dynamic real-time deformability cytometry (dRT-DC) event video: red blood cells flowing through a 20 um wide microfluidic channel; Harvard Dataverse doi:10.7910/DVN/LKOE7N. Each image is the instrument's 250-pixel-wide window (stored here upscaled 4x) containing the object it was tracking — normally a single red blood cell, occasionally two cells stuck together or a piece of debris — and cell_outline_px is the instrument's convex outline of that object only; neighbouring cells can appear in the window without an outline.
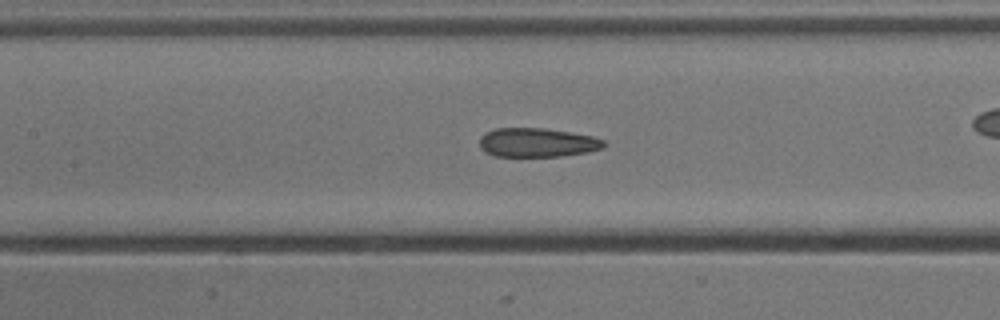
{"species": "common noctule bat (a hibernating species)", "species_latin": "Nyctalus noctula", "temperature_condition": "cold", "stored_images_in_passage": 52, "camera_frame_rate_fps": 3000, "um_per_image_px": 0.085, "animal": {"sex": "male", "body_mass_g": 13.3}, "frame": {"image": 1, "passage_image": 23, "time_ms": 7.333, "image_size_px": [1000, 320], "cell_outline_px": [[608, 144], [604, 148], [588, 152], [560, 156], [496, 156], [484, 152], [480, 148], [480, 136], [484, 132], [496, 128], [544, 128], [592, 136], [604, 140]], "centroid_in_image_um": [45.66, 12.11], "position_along_channel_um": 161.7, "area_um2": 21.15}, "authors_computed_cell_mechanics": {"area_um2": 22.542, "velocity_mm_per_s": 3.9064, "shape_relaxation_time_tau1_ms": 7.0104, "shape_relaxation_time_tau2_ms": 2.6893, "deformation_change_tau1": 0.1357, "deformation_change_tau2": 0.0949}}